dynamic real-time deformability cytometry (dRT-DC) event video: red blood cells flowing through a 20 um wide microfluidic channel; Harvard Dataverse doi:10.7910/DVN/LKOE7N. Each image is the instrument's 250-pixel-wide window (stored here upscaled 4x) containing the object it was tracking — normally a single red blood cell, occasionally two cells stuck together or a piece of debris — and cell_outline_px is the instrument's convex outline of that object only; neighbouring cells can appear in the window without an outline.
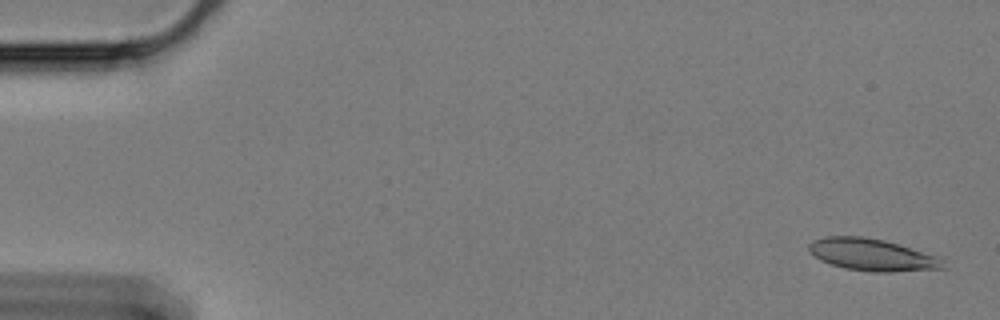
{"species": "Egyptian fruit bat (a non-hibernating species)", "species_latin": "Rousettus aegyptiacus", "temperature_condition": "cold", "stored_images_in_passage": 61, "camera_frame_rate_fps": 3000, "um_per_image_px": 0.085, "animal": {"sex": "female"}, "frame": {"image": 1, "passage_image": 2, "time_ms": 0.333, "image_size_px": [1000, 320], "cell_outline_px": [[944, 268], [888, 272], [876, 272], [844, 268], [820, 260], [808, 248], [808, 244], [812, 240], [824, 236], [864, 236], [884, 240], [944, 256]], "centroid_in_image_um": [74.19, 21.64], "position_along_channel_um": 10.8, "area_um2": 25.32}}
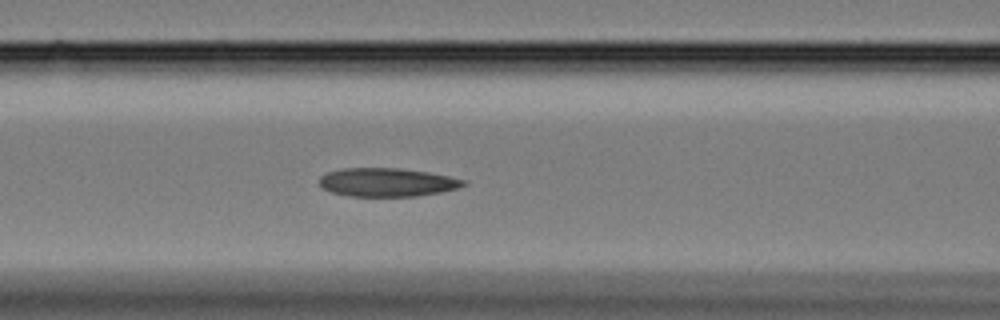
{"frame": {"image": 2, "passage_image": 25, "time_ms": 8.0, "image_size_px": [1000, 320], "cell_outline_px": [[468, 184], [456, 188], [440, 192], [416, 196], [348, 196], [332, 192], [324, 188], [320, 184], [320, 176], [328, 172], [340, 168], [400, 168], [428, 172], [448, 176], [464, 180]], "centroid_in_image_um": [32.89, 15.49], "position_along_channel_um": 133.7, "area_um2": 23.81}}
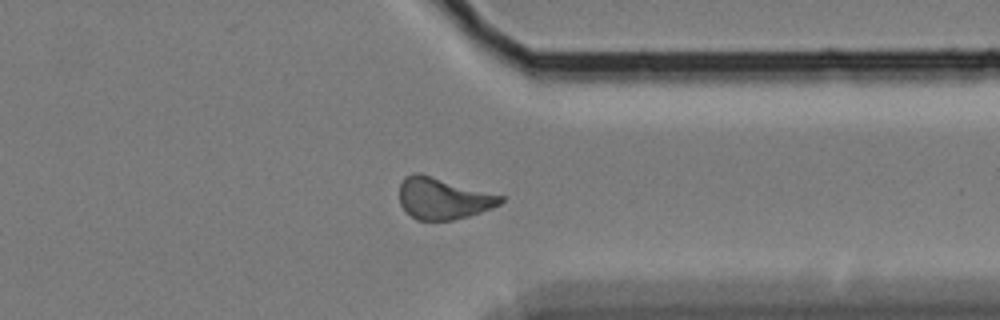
{"frame": {"image": 3, "passage_image": 47, "time_ms": 15.333, "image_size_px": [1000, 320], "cell_outline_px": [[504, 200], [500, 204], [492, 208], [468, 216], [452, 220], [416, 220], [400, 204], [400, 184], [404, 176], [412, 172], [420, 172], [504, 196]], "centroid_in_image_um": [37.66, 16.84], "position_along_channel_um": 373.7, "area_um2": 24.57}, "authors_computed_cell_mechanics": {"area_um2": 23.9292, "velocity_mm_per_s": 3.3004, "shape_relaxation_time_tau1_ms": null, "shape_relaxation_time_tau2_ms": 10.3374, "deformation_change_tau1": null, "deformation_change_tau2": 0.1808}}